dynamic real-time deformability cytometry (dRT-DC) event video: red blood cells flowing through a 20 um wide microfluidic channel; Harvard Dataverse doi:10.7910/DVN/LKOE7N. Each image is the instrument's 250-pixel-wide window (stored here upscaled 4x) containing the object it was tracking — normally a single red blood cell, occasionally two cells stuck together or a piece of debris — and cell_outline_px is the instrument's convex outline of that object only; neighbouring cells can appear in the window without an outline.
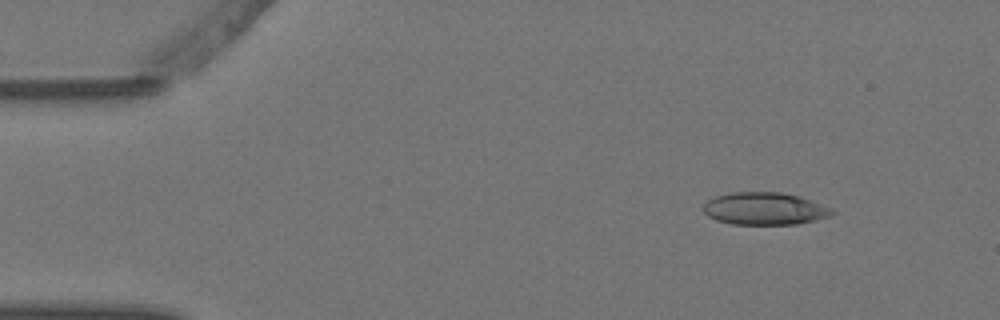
{"species": "Egyptian fruit bat (a non-hibernating species)", "species_latin": "Rousettus aegyptiacus", "temperature_condition": "warm", "stored_images_in_passage": 3, "camera_frame_rate_fps": 3000, "um_per_image_px": 0.085, "animal": {"sex": "female"}, "frame": {"image": 1, "passage_image": 1, "time_ms": 0.0, "image_size_px": [1000, 320], "cell_outline_px": [[836, 212], [828, 216], [816, 220], [796, 224], [732, 224], [716, 220], [708, 216], [704, 212], [704, 204], [708, 200], [716, 196], [732, 192], [780, 192], [800, 196], [832, 208]], "centroid_in_image_um": [65.0, 17.73], "position_along_channel_um": 20.0, "area_um2": 24.28}}
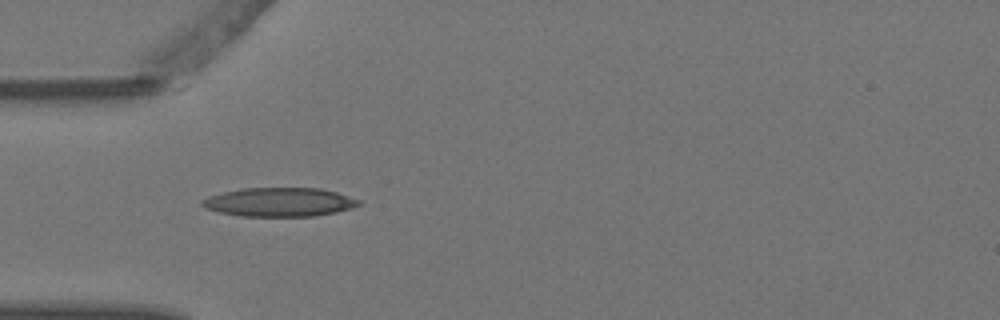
{"frame": {"image": 2, "passage_image": 3, "time_ms": 0.667, "image_size_px": [1000, 320], "cell_outline_px": [[360, 204], [352, 208], [336, 212], [316, 216], [240, 216], [220, 212], [204, 208], [200, 204], [200, 200], [208, 196], [224, 192], [244, 188], [320, 188], [336, 192], [360, 200]], "centroid_in_image_um": [23.73, 17.18], "position_along_channel_um": 61.3, "area_um2": 26.36}}